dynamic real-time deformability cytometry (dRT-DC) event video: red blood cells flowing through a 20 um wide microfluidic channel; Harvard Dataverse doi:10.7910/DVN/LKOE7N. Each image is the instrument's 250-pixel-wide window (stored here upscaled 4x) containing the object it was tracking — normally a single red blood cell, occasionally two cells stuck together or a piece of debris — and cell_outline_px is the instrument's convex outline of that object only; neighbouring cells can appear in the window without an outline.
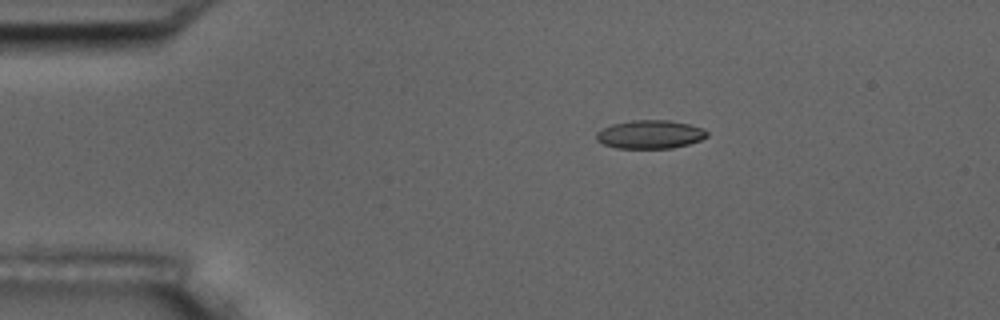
{"species": "common noctule bat (a hibernating species)", "species_latin": "Nyctalus noctula", "temperature_condition": "room temperature", "stored_images_in_passage": 6, "camera_frame_rate_fps": 3000, "um_per_image_px": 0.085, "animal": {"sex": "male", "body_mass_g": 17.5, "forearm_length_mm": 52.3}, "frame": {"image": 1, "passage_image": 3, "time_ms": 2.333, "image_size_px": [1000, 320], "cell_outline_px": [[708, 136], [700, 140], [688, 144], [672, 148], [616, 148], [604, 144], [596, 140], [596, 132], [612, 124], [632, 120], [668, 120], [688, 124], [704, 128], [708, 132]], "centroid_in_image_um": [55.26, 11.42], "position_along_channel_um": 29.7, "area_um2": 18.32}}
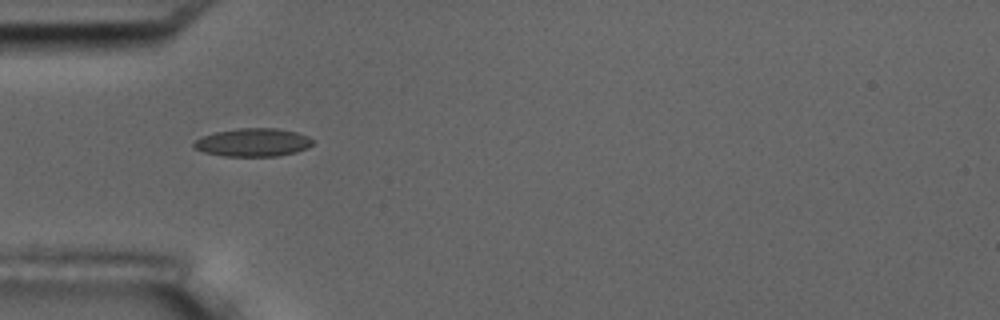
{"frame": {"image": 2, "passage_image": 5, "time_ms": 4.667, "image_size_px": [1000, 320], "cell_outline_px": [[316, 140], [308, 148], [296, 152], [280, 156], [224, 156], [204, 152], [192, 148], [192, 144], [200, 136], [216, 132], [240, 128], [276, 128], [296, 132], [308, 136]], "centroid_in_image_um": [21.51, 12.11], "position_along_channel_um": 63.5, "area_um2": 19.71}}